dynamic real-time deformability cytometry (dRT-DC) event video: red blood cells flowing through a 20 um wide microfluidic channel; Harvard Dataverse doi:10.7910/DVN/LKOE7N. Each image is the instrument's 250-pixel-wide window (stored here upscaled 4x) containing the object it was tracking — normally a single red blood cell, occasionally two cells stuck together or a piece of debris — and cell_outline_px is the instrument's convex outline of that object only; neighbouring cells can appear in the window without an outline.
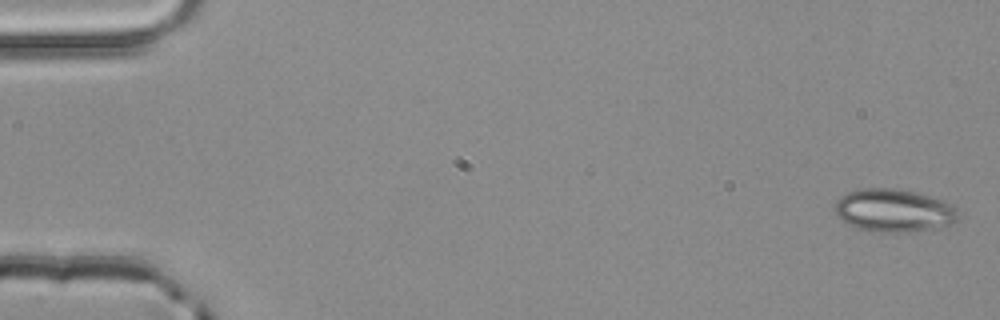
{"species": "common noctule bat (a hibernating species)", "species_latin": "Nyctalus noctula", "temperature_condition": "room temperature", "stored_images_in_passage": 3, "camera_frame_rate_fps": 3000, "um_per_image_px": 0.085, "animal": {"sex": "male", "body_mass_g": 20.4}, "frame": {"image": 1, "passage_image": 1, "time_ms": 0.0, "image_size_px": [1000, 320], "cell_outline_px": [[956, 220], [952, 224], [936, 228], [916, 232], [876, 232], [860, 228], [848, 224], [840, 220], [836, 216], [832, 208], [836, 200], [840, 196], [848, 192], [860, 188], [892, 188], [916, 192], [944, 200], [952, 204], [956, 212]], "centroid_in_image_um": [75.92, 17.89], "position_along_channel_um": 9.1, "area_um2": 31.21}}